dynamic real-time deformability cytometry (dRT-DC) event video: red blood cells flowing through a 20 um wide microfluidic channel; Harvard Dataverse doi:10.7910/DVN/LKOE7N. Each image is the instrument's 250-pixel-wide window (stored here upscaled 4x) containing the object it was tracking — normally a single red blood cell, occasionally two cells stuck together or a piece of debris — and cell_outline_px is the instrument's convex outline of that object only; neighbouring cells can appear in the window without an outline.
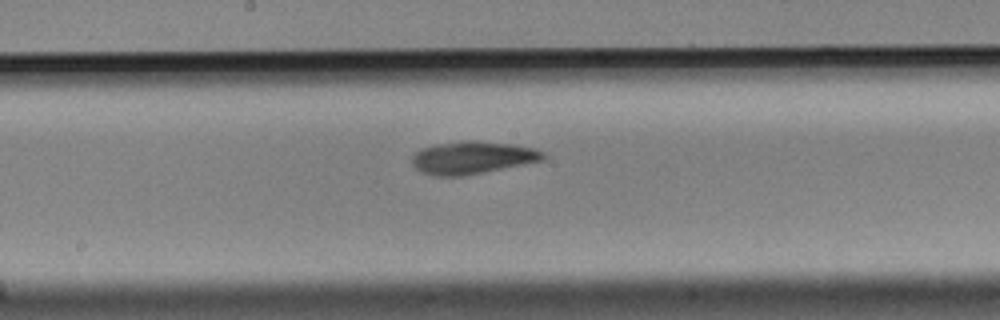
{"species": "Egyptian fruit bat (a non-hibernating species)", "species_latin": "Rousettus aegyptiacus", "temperature_condition": "cold", "stored_images_in_passage": 8, "camera_frame_rate_fps": 3000, "um_per_image_px": 0.085, "animal": {"sex": "male"}, "frame": {"image": 1, "passage_image": 8, "time_ms": 2.333, "image_size_px": [1000, 320], "cell_outline_px": [[548, 156], [544, 160], [460, 176], [436, 176], [420, 172], [412, 164], [412, 156], [416, 152], [424, 148], [436, 144], [464, 140], [476, 140], [512, 144], [532, 148], [544, 152]], "centroid_in_image_um": [40.15, 13.39], "position_along_channel_um": 208.1, "area_um2": 24.74}}